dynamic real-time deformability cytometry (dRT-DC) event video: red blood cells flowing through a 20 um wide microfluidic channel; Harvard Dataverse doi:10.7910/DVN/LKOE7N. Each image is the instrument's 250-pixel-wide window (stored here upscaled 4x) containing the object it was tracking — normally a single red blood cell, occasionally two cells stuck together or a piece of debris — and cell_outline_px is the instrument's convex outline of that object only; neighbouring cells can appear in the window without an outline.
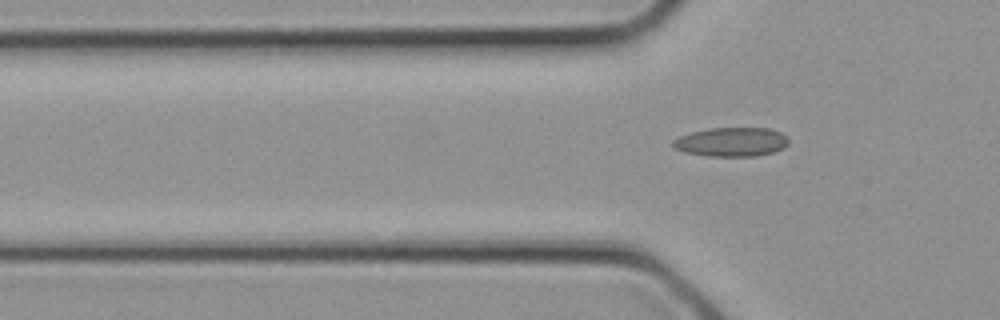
{"species": "common noctule bat (a hibernating species)", "species_latin": "Nyctalus noctula", "temperature_condition": "cold", "stored_images_in_passage": 5, "segment_of_instrument_passage": [2, 2], "camera_frame_rate_fps": 3000, "um_per_image_px": 0.085, "animal": {"sex": "female", "body_mass_g": 21.9}, "frame": {"image": 1, "passage_image": 5, "time_ms": 1.333, "image_size_px": [1000, 320], "cell_outline_px": [[788, 144], [784, 148], [772, 152], [756, 156], [708, 156], [684, 152], [676, 148], [672, 144], [672, 140], [680, 136], [692, 132], [708, 128], [768, 128], [780, 132], [788, 136]], "centroid_in_image_um": [62.19, 12.06], "position_along_channel_um": 63.6, "area_um2": 19.59}}